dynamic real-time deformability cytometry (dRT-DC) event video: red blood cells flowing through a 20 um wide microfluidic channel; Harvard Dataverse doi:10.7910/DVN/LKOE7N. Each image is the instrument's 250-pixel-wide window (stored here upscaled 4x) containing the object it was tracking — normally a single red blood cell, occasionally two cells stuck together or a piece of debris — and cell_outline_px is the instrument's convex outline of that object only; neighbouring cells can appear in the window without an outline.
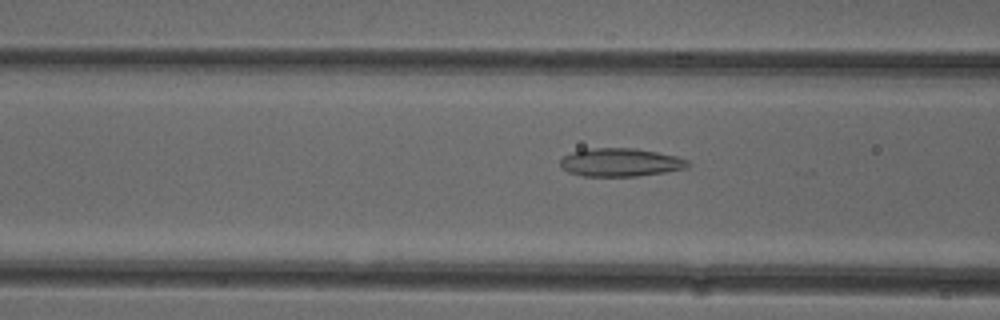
{"species": "common noctule bat (a hibernating species)", "species_latin": "Nyctalus noctula", "temperature_condition": "cold", "stored_images_in_passage": 52, "camera_frame_rate_fps": 3000, "um_per_image_px": 0.085, "animal": {"sex": "female"}, "frame": {"image": 1, "passage_image": 20, "time_ms": 6.333, "image_size_px": [1000, 320], "cell_outline_px": [[692, 164], [688, 168], [664, 172], [636, 176], [584, 176], [568, 172], [560, 164], [560, 160], [564, 156], [572, 152], [592, 148], [636, 148], [676, 156], [688, 160]], "centroid_in_image_um": [52.77, 13.8], "position_along_channel_um": 113.8, "area_um2": 20.92}}
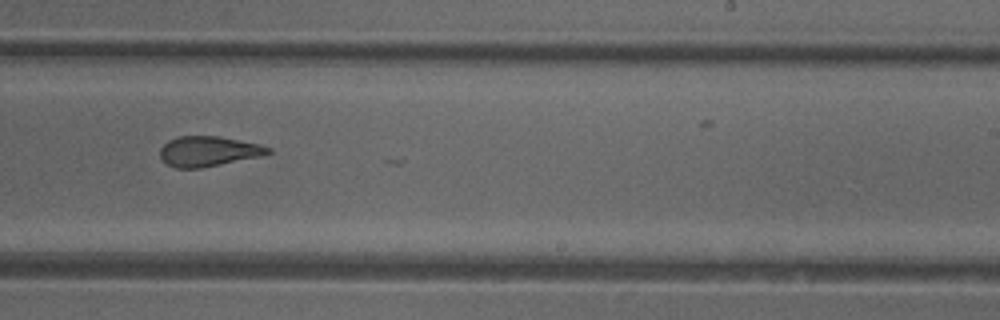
{"frame": {"image": 2, "passage_image": 32, "time_ms": 10.333, "image_size_px": [1000, 320], "cell_outline_px": [[272, 152], [260, 156], [200, 168], [176, 168], [168, 164], [160, 156], [160, 148], [168, 140], [180, 136], [220, 136], [260, 144], [272, 148]], "centroid_in_image_um": [17.72, 12.85], "position_along_channel_um": 271.3, "area_um2": 18.84}}
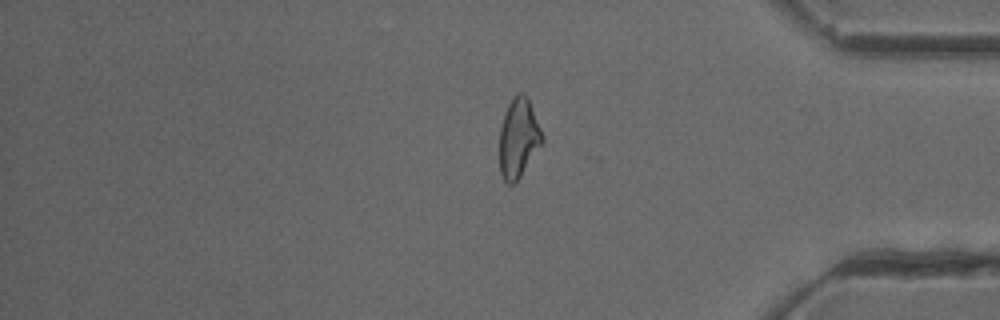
{"frame": {"image": 3, "passage_image": 43, "time_ms": 14.0, "image_size_px": [1000, 320], "cell_outline_px": [[544, 140], [516, 184], [508, 184], [504, 180], [500, 172], [500, 128], [504, 112], [508, 104], [516, 92], [524, 92], [528, 96], [544, 136]], "centroid_in_image_um": [44.08, 11.71], "position_along_channel_um": 391.1, "area_um2": 20.06}, "authors_computed_cell_mechanics": {"area_um2": 20.9525, "velocity_mm_per_s": 3.929, "shape_relaxation_time_tau1_ms": null, "shape_relaxation_time_tau2_ms": 1.5486, "deformation_change_tau1": null, "deformation_change_tau2": 0.0951}}